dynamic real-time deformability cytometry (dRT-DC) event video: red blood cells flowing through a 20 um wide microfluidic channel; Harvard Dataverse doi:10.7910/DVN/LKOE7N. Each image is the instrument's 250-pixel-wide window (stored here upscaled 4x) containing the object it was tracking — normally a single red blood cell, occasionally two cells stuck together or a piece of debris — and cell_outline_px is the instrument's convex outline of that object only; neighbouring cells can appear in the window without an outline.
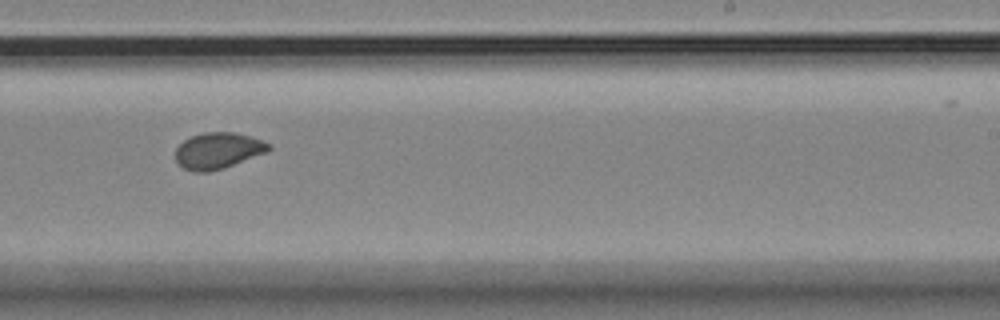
{"species": "Egyptian fruit bat (a non-hibernating species)", "species_latin": "Rousettus aegyptiacus", "temperature_condition": "room temperature", "stored_images_in_passage": 16, "camera_frame_rate_fps": 3000, "um_per_image_px": 0.085, "animal": {"sex": "female"}, "frame": {"image": 1, "passage_image": 10, "time_ms": 11.0, "image_size_px": [1000, 320], "cell_outline_px": [[272, 148], [268, 152], [224, 168], [208, 172], [192, 172], [184, 168], [176, 160], [176, 148], [184, 140], [192, 136], [204, 132], [236, 132], [252, 136], [264, 140], [272, 144]], "centroid_in_image_um": [18.59, 12.8], "position_along_channel_um": 270.4, "area_um2": 19.94}}
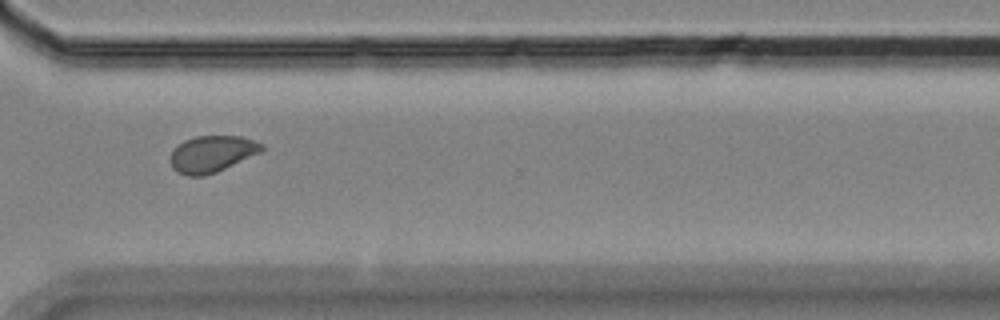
{"frame": {"image": 2, "passage_image": 12, "time_ms": 13.333, "image_size_px": [1000, 320], "cell_outline_px": [[264, 148], [260, 152], [216, 172], [204, 176], [188, 176], [172, 168], [168, 160], [172, 152], [184, 140], [196, 136], [240, 136], [264, 144]], "centroid_in_image_um": [17.99, 13.08], "position_along_channel_um": 352.6, "area_um2": 19.25}, "authors_computed_cell_mechanics": {"area_um2": 23.2645, "velocity_mm_per_s": 3.5227, "shape_relaxation_time_tau1_ms": 7.2568, "shape_relaxation_time_tau2_ms": null, "deformation_change_tau1": 0.2621, "deformation_change_tau2": null}}